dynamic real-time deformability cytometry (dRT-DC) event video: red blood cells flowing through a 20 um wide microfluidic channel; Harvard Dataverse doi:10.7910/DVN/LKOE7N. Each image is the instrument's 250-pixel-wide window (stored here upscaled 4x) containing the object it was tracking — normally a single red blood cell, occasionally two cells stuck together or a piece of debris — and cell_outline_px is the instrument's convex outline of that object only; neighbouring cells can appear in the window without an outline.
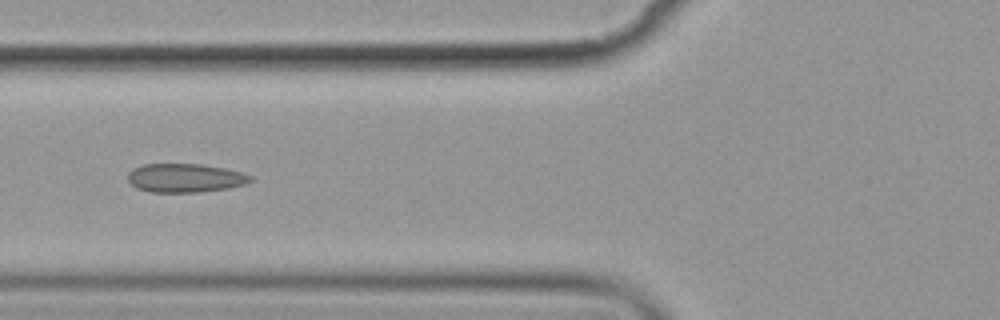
{"species": "common noctule bat (a hibernating species)", "species_latin": "Nyctalus noctula", "temperature_condition": "cold", "stored_images_in_passage": 14, "camera_frame_rate_fps": 3000, "um_per_image_px": 0.085, "animal": {"sex": "female", "body_mass_g": 19.9}, "frame": {"image": 1, "passage_image": 5, "time_ms": 5.667, "image_size_px": [1000, 320], "cell_outline_px": [[252, 180], [248, 184], [228, 188], [200, 192], [148, 192], [136, 188], [128, 180], [128, 172], [132, 168], [144, 164], [200, 164], [224, 168], [240, 172], [252, 176]], "centroid_in_image_um": [15.72, 15.13], "position_along_channel_um": 110.1, "area_um2": 20.63}}
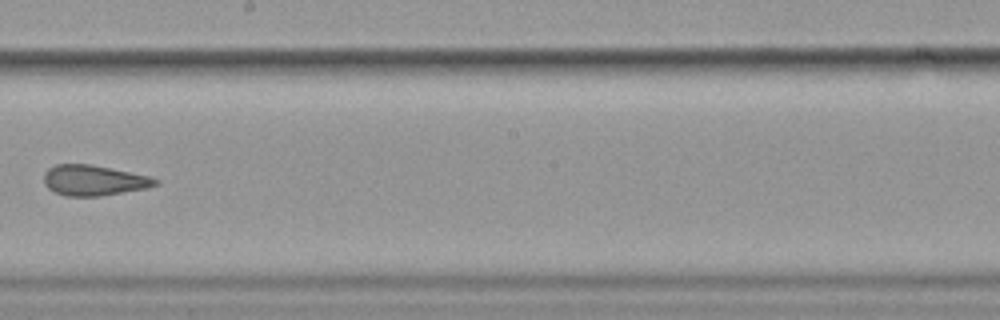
{"frame": {"image": 2, "passage_image": 8, "time_ms": 9.333, "image_size_px": [1000, 320], "cell_outline_px": [[160, 180], [156, 184], [148, 188], [100, 196], [64, 196], [48, 188], [44, 184], [44, 172], [48, 168], [56, 164], [92, 164], [148, 176]], "centroid_in_image_um": [7.94, 15.33], "position_along_channel_um": 240.3, "area_um2": 19.77}}
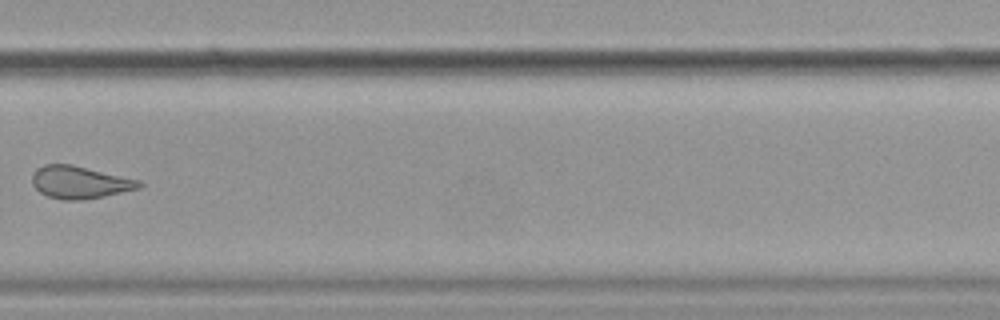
{"frame": {"image": 3, "passage_image": 10, "time_ms": 11.667, "image_size_px": [1000, 320], "cell_outline_px": [[144, 184], [140, 188], [104, 196], [84, 200], [60, 200], [48, 196], [40, 192], [32, 184], [32, 176], [44, 164], [72, 164], [140, 180]], "centroid_in_image_um": [6.81, 15.5], "position_along_channel_um": 323.0, "area_um2": 20.17}, "authors_computed_cell_mechanics": {"area_um2": 21.3571, "velocity_mm_per_s": 3.5671, "shape_relaxation_time_tau1_ms": null, "shape_relaxation_time_tau2_ms": 1.614, "deformation_change_tau1": null, "deformation_change_tau2": 0.0958}}